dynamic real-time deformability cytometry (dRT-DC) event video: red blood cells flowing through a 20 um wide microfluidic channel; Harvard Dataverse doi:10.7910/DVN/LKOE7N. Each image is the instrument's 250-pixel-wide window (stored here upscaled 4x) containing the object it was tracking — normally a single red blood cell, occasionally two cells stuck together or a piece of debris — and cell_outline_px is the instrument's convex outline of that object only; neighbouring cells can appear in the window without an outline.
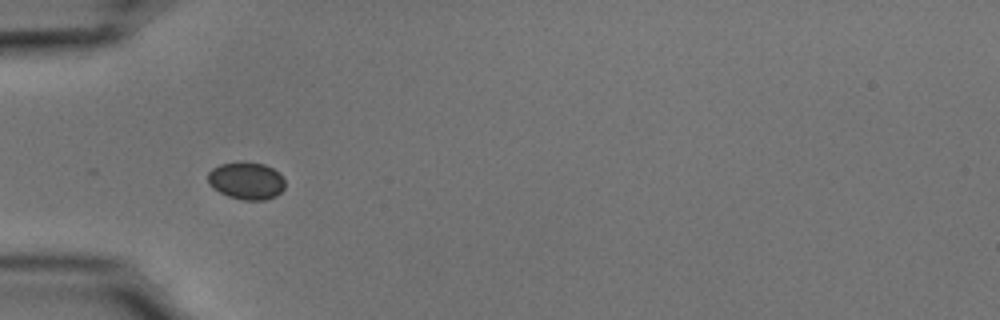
{"species": "common noctule bat (a hibernating species)", "species_latin": "Nyctalus noctula", "temperature_condition": "cold", "stored_images_in_passage": 12, "camera_frame_rate_fps": 3000, "um_per_image_px": 0.085, "animal": {"sex": "male", "body_mass_g": 15.6}, "frame": {"image": 1, "passage_image": 1, "time_ms": 0.0, "image_size_px": [1000, 320], "cell_outline_px": [[284, 188], [276, 196], [264, 200], [244, 200], [228, 196], [220, 192], [208, 180], [208, 172], [212, 168], [220, 164], [240, 160], [244, 160], [264, 164], [280, 172], [284, 180]], "centroid_in_image_um": [20.97, 15.33], "position_along_channel_um": 64.0, "area_um2": 16.94}}
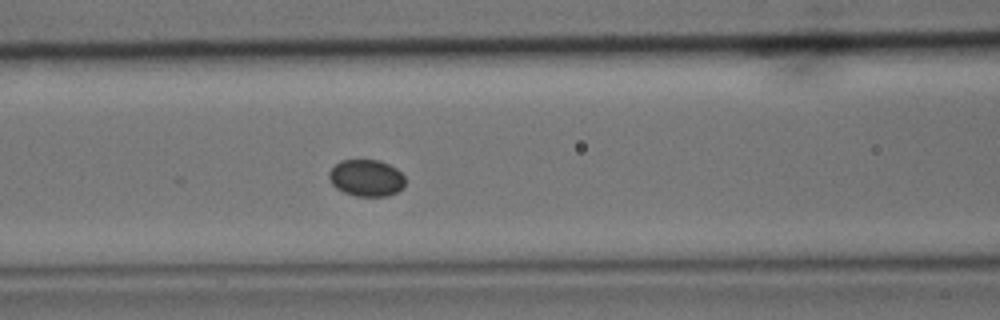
{"frame": {"image": 2, "passage_image": 7, "time_ms": 2.0, "image_size_px": [1000, 320], "cell_outline_px": [[404, 188], [388, 196], [356, 196], [344, 192], [336, 188], [332, 184], [328, 176], [328, 172], [340, 160], [380, 160], [396, 168], [404, 176]], "centroid_in_image_um": [31.14, 15.13], "position_along_channel_um": 135.5, "area_um2": 16.36}}
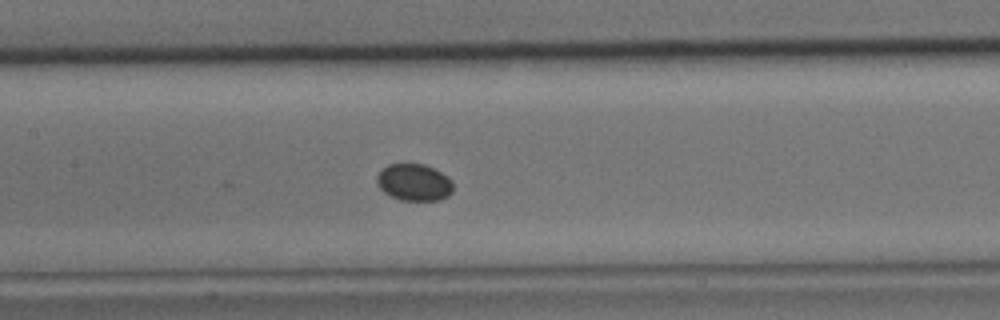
{"frame": {"image": 3, "passage_image": 10, "time_ms": 3.0, "image_size_px": [1000, 320], "cell_outline_px": [[452, 192], [448, 196], [440, 200], [400, 200], [384, 192], [380, 188], [376, 180], [376, 176], [388, 164], [424, 164], [448, 176], [452, 180]], "centroid_in_image_um": [35.21, 15.5], "position_along_channel_um": 172.2, "area_um2": 16.3}}